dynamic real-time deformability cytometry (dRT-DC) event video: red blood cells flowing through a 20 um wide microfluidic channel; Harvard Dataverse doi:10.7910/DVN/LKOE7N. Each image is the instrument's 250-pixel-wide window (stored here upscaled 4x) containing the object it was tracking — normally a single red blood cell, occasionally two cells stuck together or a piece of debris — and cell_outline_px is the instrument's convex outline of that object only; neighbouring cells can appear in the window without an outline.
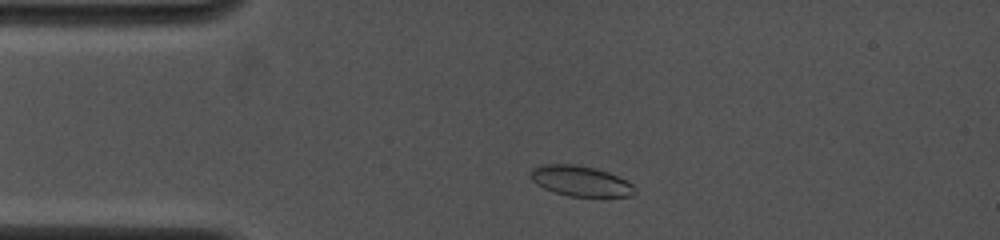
{"species": "common noctule bat (a hibernating species)", "species_latin": "Nyctalus noctula", "temperature_condition": "cold", "stored_images_in_passage": 32, "camera_frame_rate_fps": 4000, "um_per_image_px": 0.085, "animal": {"sex": "female", "body_mass_g": 19.0, "forearm_length_mm": 53.3}, "frame": {"image": 1, "passage_image": 3, "time_ms": 1.0, "image_size_px": [1000, 240], "cell_outline_px": [[636, 192], [632, 196], [568, 196], [544, 188], [536, 184], [528, 176], [528, 172], [532, 168], [540, 164], [576, 164], [596, 168], [608, 172], [632, 184], [636, 188]], "centroid_in_image_um": [49.29, 15.37], "position_along_channel_um": 35.7, "area_um2": 18.55}}
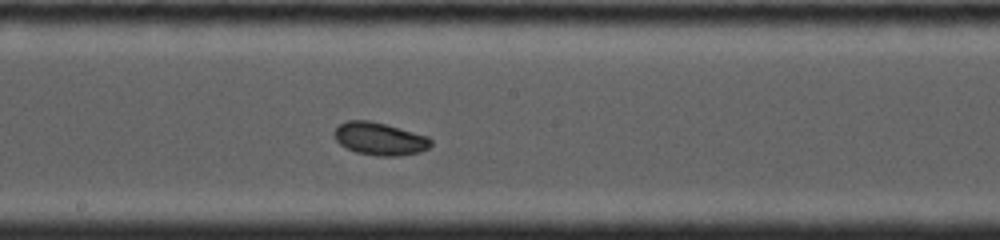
{"frame": {"image": 2, "passage_image": 17, "time_ms": 6.25, "image_size_px": [1000, 240], "cell_outline_px": [[432, 144], [428, 148], [420, 152], [400, 156], [380, 156], [356, 152], [340, 144], [332, 136], [332, 132], [340, 124], [348, 120], [368, 120], [384, 124], [428, 136], [432, 140]], "centroid_in_image_um": [32.27, 11.8], "position_along_channel_um": 215.9, "area_um2": 18.38}}
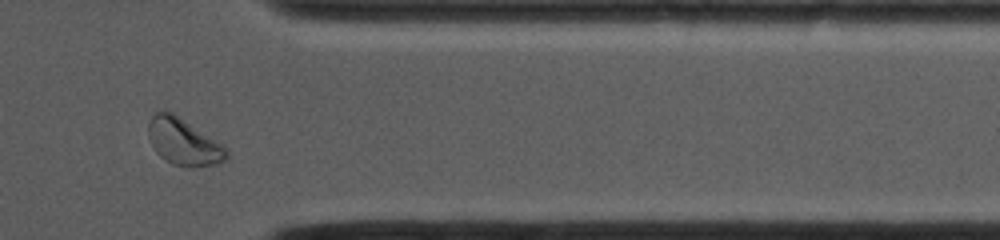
{"frame": {"image": 3, "passage_image": 28, "time_ms": 10.75, "image_size_px": [1000, 240], "cell_outline_px": [[228, 160], [212, 164], [188, 168], [172, 164], [164, 160], [156, 152], [148, 136], [148, 120], [152, 112], [160, 108], [164, 108], [180, 116], [220, 144], [228, 152]], "centroid_in_image_um": [15.52, 12.01], "position_along_channel_um": 395.9, "area_um2": 21.5}, "authors_computed_cell_mechanics": {"area_um2": 18.6116, "velocity_mm_per_s": 4.0234, "shape_relaxation_time_tau1_ms": 1.4368, "shape_relaxation_time_tau2_ms": 6.1497, "deformation_change_tau1": 0.0562, "deformation_change_tau2": 0.0923}}